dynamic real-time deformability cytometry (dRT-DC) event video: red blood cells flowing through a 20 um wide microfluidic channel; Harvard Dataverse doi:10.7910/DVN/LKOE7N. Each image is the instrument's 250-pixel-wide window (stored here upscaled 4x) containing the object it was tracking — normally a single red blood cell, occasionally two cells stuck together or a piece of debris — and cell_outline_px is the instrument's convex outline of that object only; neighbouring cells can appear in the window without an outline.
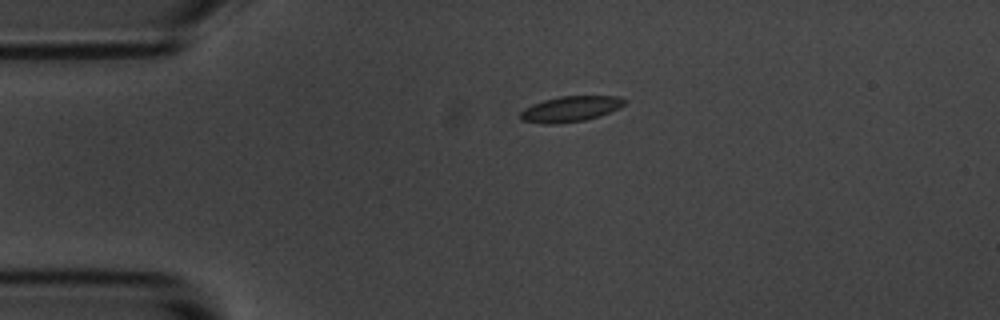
{"species": "common noctule bat (a hibernating species)", "species_latin": "Nyctalus noctula", "temperature_condition": "room temperature", "stored_images_in_passage": 2, "camera_frame_rate_fps": 3000, "um_per_image_px": 0.085, "animal": {"sex": "male", "body_mass_g": 20.1, "forearm_length_mm": 53.5}, "frame": {"image": 1, "passage_image": 2, "time_ms": 0.333, "image_size_px": [1000, 320], "cell_outline_px": [[628, 100], [620, 108], [584, 120], [556, 124], [544, 124], [520, 120], [520, 112], [524, 108], [532, 104], [544, 100], [560, 96], [616, 96]], "centroid_in_image_um": [48.46, 9.26], "position_along_channel_um": 36.5, "area_um2": 15.43}}